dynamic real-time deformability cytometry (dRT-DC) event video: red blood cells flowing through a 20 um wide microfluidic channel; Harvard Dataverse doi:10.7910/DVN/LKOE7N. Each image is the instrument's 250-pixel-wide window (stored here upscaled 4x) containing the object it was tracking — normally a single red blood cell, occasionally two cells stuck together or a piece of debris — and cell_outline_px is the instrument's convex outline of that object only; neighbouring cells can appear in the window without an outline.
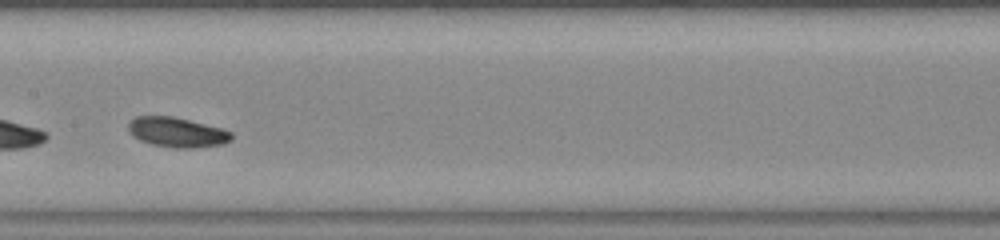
{"species": "common noctule bat (a hibernating species)", "species_latin": "Nyctalus noctula", "temperature_condition": "warm", "stored_images_in_passage": 34, "segment_of_instrument_passage": [2, 2], "camera_frame_rate_fps": 3000, "um_per_image_px": 0.085, "animal": {"sex": "female", "body_mass_g": 23.0, "forearm_length_mm": 53.4}, "frame": {"image": 1, "passage_image": 19, "time_ms": 6.0, "image_size_px": [1000, 240], "cell_outline_px": [[232, 140], [224, 144], [192, 148], [172, 148], [152, 144], [140, 140], [132, 136], [128, 128], [128, 124], [136, 116], [172, 116], [220, 128], [232, 132]], "centroid_in_image_um": [15.04, 11.25], "position_along_channel_um": 192.4, "area_um2": 17.86}}
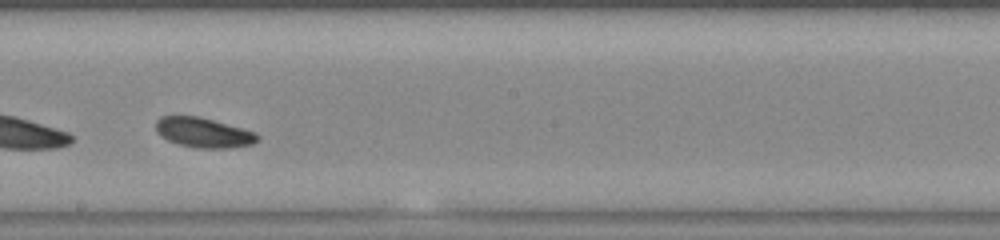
{"frame": {"image": 2, "passage_image": 22, "time_ms": 7.0, "image_size_px": [1000, 240], "cell_outline_px": [[260, 140], [252, 144], [232, 148], [196, 148], [180, 144], [168, 140], [160, 136], [156, 132], [156, 120], [160, 116], [200, 116], [256, 132], [260, 136]], "centroid_in_image_um": [17.32, 11.27], "position_along_channel_um": 230.9, "area_um2": 17.86}}
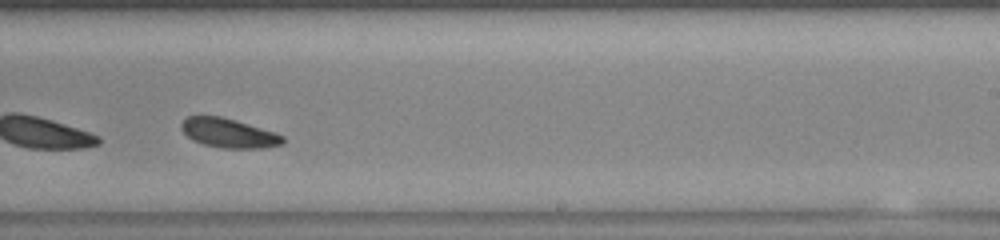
{"frame": {"image": 3, "passage_image": 25, "time_ms": 8.0, "image_size_px": [1000, 240], "cell_outline_px": [[284, 144], [264, 148], [224, 148], [204, 144], [192, 140], [180, 128], [180, 124], [188, 116], [220, 116], [236, 120], [276, 132], [284, 136]], "centroid_in_image_um": [19.47, 11.31], "position_along_channel_um": 269.5, "area_um2": 17.34}}